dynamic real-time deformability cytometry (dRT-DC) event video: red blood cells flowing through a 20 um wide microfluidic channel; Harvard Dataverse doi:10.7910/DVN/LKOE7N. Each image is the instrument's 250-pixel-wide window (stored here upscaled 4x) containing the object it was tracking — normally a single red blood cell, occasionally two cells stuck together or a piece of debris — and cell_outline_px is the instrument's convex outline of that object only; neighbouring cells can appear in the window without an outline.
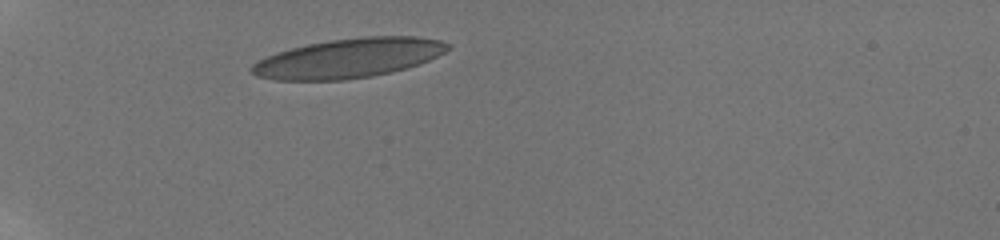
{"species": "human", "species_latin": "Homo sapiens", "temperature_condition": "room temperature", "stored_images_in_passage": 3, "camera_frame_rate_fps": 3000, "um_per_image_px": 0.085, "donor": {"sex": "male"}, "frame": {"image": 1, "passage_image": 1, "time_ms": 0.0, "image_size_px": [1000, 240], "cell_outline_px": [[452, 48], [420, 64], [408, 68], [392, 72], [372, 76], [344, 80], [276, 80], [256, 76], [252, 72], [252, 64], [276, 52], [308, 44], [328, 40], [364, 36], [416, 36], [440, 40], [452, 44]], "centroid_in_image_um": [29.68, 4.94], "position_along_channel_um": 55.3, "area_um2": 45.08}}